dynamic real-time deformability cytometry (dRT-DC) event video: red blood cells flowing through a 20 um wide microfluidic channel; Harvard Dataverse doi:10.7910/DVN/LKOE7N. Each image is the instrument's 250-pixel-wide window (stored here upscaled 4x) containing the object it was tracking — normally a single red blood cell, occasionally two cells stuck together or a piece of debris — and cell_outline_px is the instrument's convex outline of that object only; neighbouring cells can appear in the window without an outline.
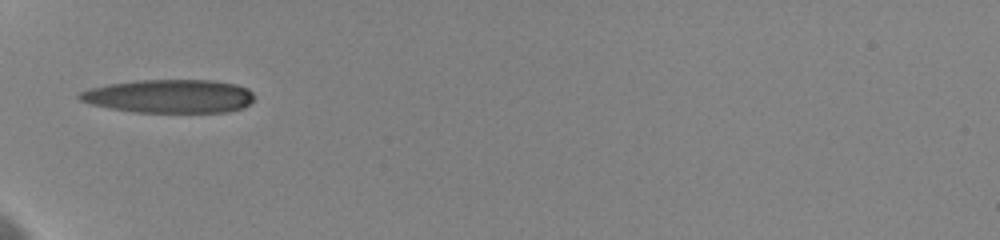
{"species": "human", "species_latin": "Homo sapiens", "temperature_condition": "cold", "stored_images_in_passage": 4, "camera_frame_rate_fps": 3000, "um_per_image_px": 0.085, "donor": {"sex": "female"}, "frame": {"image": 1, "passage_image": 1, "time_ms": 0.0, "image_size_px": [1000, 240], "cell_outline_px": [[252, 100], [244, 108], [228, 112], [136, 112], [112, 108], [92, 104], [80, 100], [76, 96], [80, 92], [88, 88], [108, 84], [136, 80], [212, 80], [236, 84], [248, 88], [252, 92]], "centroid_in_image_um": [14.41, 8.17], "position_along_channel_um": 70.6, "area_um2": 34.1}}